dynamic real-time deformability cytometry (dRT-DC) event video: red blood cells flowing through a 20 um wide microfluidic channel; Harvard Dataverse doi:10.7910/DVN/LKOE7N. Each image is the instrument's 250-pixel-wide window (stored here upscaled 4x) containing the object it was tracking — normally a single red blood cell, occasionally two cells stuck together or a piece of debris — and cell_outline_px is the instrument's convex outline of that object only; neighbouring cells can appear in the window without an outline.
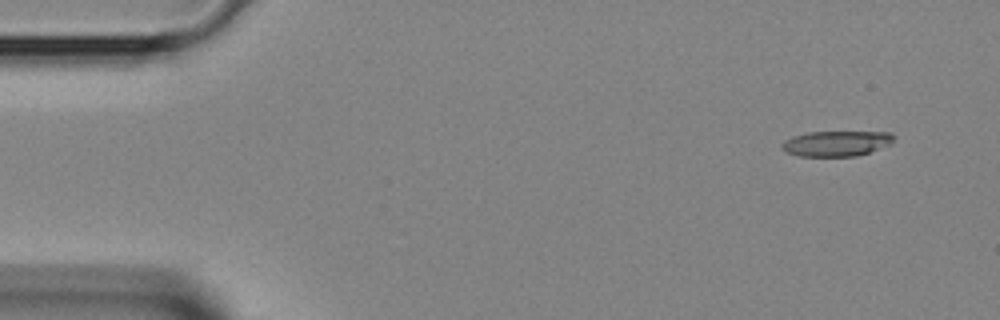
{"species": "Egyptian fruit bat (a non-hibernating species)", "species_latin": "Rousettus aegyptiacus", "temperature_condition": "room temperature", "stored_images_in_passage": 3, "camera_frame_rate_fps": 3000, "um_per_image_px": 0.085, "animal": {"sex": "female"}, "frame": {"image": 1, "passage_image": 1, "time_ms": 0.0, "image_size_px": [1000, 320], "cell_outline_px": [[896, 136], [892, 144], [856, 156], [800, 156], [788, 152], [780, 144], [784, 140], [792, 136], [808, 132], [892, 132]], "centroid_in_image_um": [71.14, 12.18], "position_along_channel_um": 13.9, "area_um2": 16.53}}